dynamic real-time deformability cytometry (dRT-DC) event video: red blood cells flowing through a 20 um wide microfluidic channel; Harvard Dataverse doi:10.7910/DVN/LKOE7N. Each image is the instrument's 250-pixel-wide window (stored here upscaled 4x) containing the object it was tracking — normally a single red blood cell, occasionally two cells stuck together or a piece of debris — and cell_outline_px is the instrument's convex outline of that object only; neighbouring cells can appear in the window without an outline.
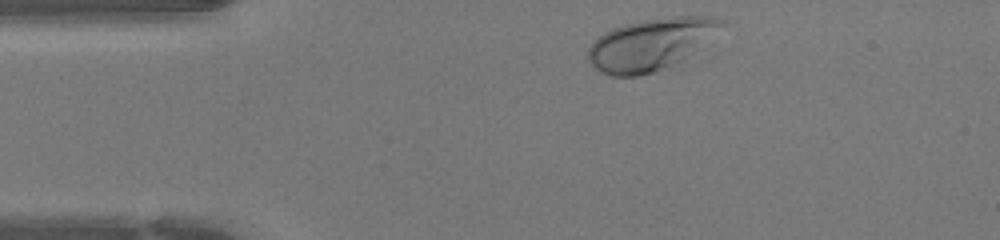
{"species": "human", "species_latin": "Homo sapiens", "temperature_condition": "warm", "stored_images_in_passage": 25, "camera_frame_rate_fps": 3000, "um_per_image_px": 0.085, "donor": {"sex": "female"}, "frame": {"image": 1, "passage_image": 1, "time_ms": 0.0, "image_size_px": [1000, 240], "cell_outline_px": [[724, 24], [680, 64], [656, 72], [640, 76], [608, 76], [600, 72], [588, 60], [588, 48], [604, 32], [612, 28], [624, 24], [640, 20], [672, 16], [708, 16], [724, 20]], "centroid_in_image_um": [55.29, 3.78], "position_along_channel_um": 29.7, "area_um2": 40.34}}
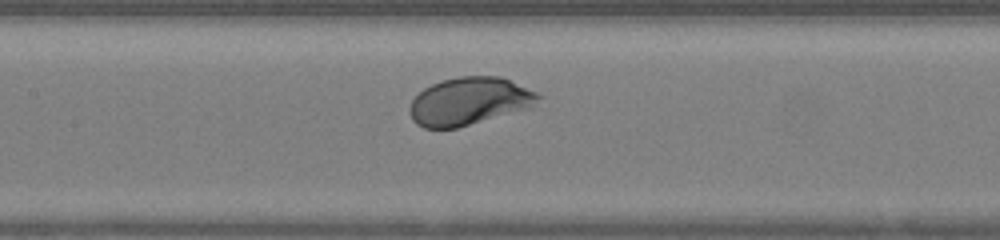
{"frame": {"image": 2, "passage_image": 14, "time_ms": 4.333, "image_size_px": [1000, 240], "cell_outline_px": [[544, 96], [532, 108], [456, 128], [424, 128], [416, 124], [412, 120], [408, 108], [412, 100], [424, 88], [440, 80], [460, 76], [500, 76], [536, 92]], "centroid_in_image_um": [39.9, 8.61], "position_along_channel_um": 167.5, "area_um2": 35.95}}
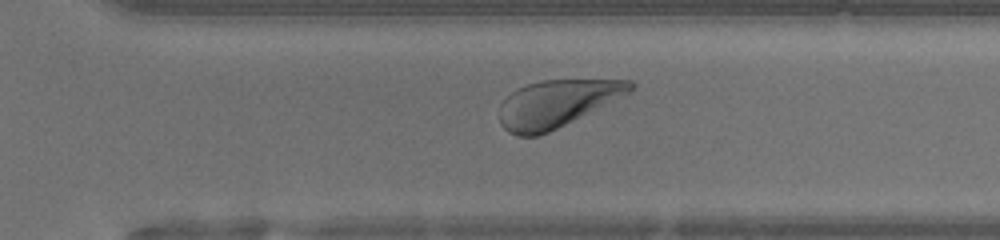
{"frame": {"image": 3, "passage_image": 25, "time_ms": 8.0, "image_size_px": [1000, 240], "cell_outline_px": [[636, 88], [632, 92], [540, 136], [516, 136], [508, 132], [500, 124], [500, 104], [512, 92], [528, 84], [544, 80], [632, 80], [636, 84]], "centroid_in_image_um": [47.35, 8.81], "position_along_channel_um": 323.3, "area_um2": 35.72}}